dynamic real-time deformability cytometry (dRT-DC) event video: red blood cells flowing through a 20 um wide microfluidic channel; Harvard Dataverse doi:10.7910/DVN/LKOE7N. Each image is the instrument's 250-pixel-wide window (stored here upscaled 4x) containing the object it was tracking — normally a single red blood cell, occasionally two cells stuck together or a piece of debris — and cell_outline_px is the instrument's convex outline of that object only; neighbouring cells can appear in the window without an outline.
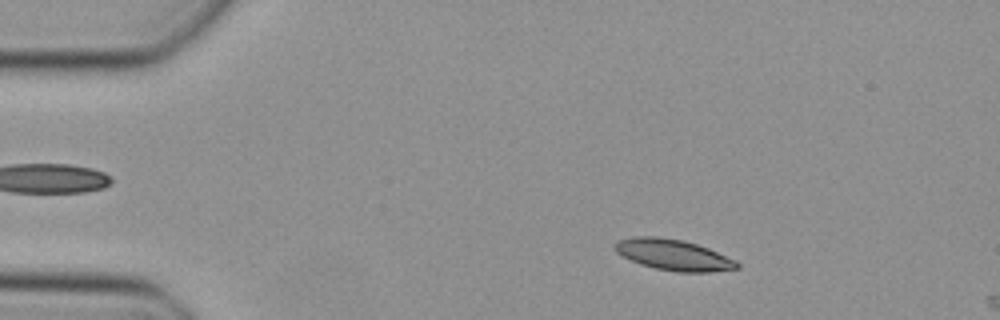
{"species": "Egyptian fruit bat (a non-hibernating species)", "species_latin": "Rousettus aegyptiacus", "temperature_condition": "cold", "stored_images_in_passage": 9, "camera_frame_rate_fps": 3000, "um_per_image_px": 0.085, "animal": {"sex": "female"}, "frame": {"image": 1, "passage_image": 8, "time_ms": 2.333, "image_size_px": [1000, 320], "cell_outline_px": [[740, 268], [708, 272], [676, 272], [656, 268], [640, 264], [616, 252], [612, 248], [612, 244], [616, 240], [632, 236], [656, 236], [684, 240], [708, 248], [736, 260], [740, 264]], "centroid_in_image_um": [57.2, 21.65], "position_along_channel_um": 27.8, "area_um2": 22.2}}